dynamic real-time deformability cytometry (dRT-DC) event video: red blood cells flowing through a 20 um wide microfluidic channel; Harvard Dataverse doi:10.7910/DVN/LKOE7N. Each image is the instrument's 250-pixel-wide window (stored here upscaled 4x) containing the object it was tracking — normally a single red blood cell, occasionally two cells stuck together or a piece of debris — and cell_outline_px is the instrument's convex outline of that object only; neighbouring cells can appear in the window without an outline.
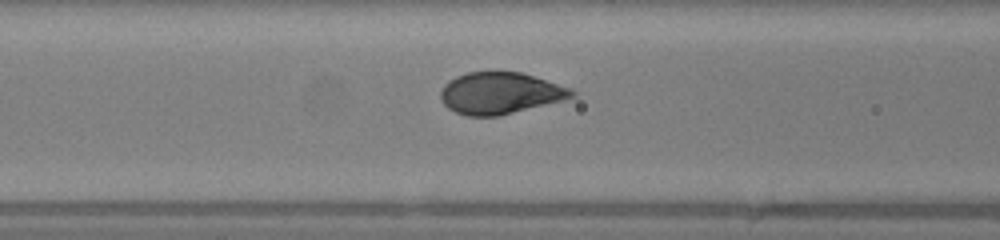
{"species": "human", "species_latin": "Homo sapiens", "temperature_condition": "warm", "stored_images_in_passage": 48, "camera_frame_rate_fps": 3000, "um_per_image_px": 0.085, "donor": {"sex": "female"}, "frame": {"image": 1, "passage_image": 18, "time_ms": 5.667, "image_size_px": [1000, 240], "cell_outline_px": [[576, 96], [564, 100], [496, 116], [468, 116], [456, 112], [448, 108], [444, 104], [440, 96], [440, 92], [444, 84], [448, 80], [456, 76], [468, 72], [520, 72], [572, 88], [576, 92]], "centroid_in_image_um": [42.51, 7.91], "position_along_channel_um": 124.1, "area_um2": 31.67}}
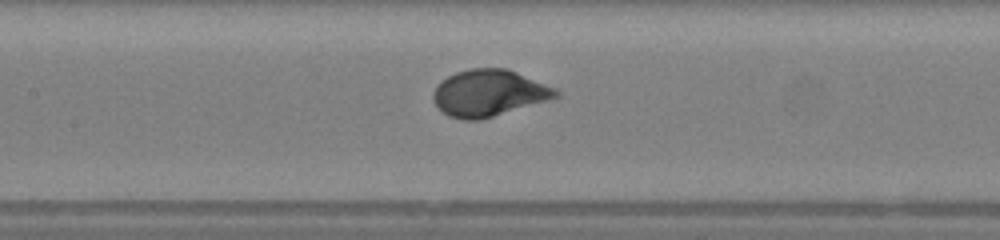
{"frame": {"image": 2, "passage_image": 21, "time_ms": 6.667, "image_size_px": [1000, 240], "cell_outline_px": [[560, 96], [548, 100], [492, 116], [476, 120], [464, 120], [448, 116], [432, 100], [432, 92], [436, 84], [440, 80], [456, 72], [468, 68], [508, 68], [556, 88], [560, 92]], "centroid_in_image_um": [41.53, 7.88], "position_along_channel_um": 165.9, "area_um2": 33.29}}
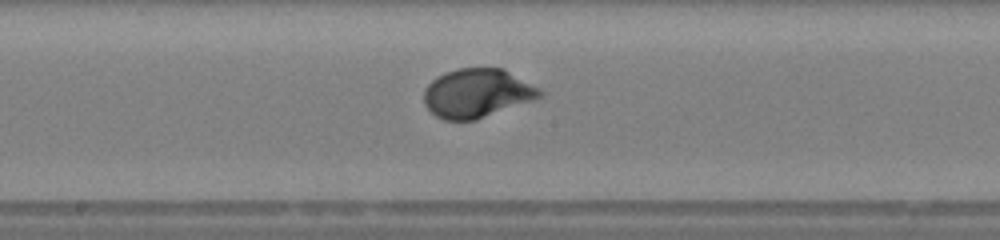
{"frame": {"image": 3, "passage_image": 24, "time_ms": 7.667, "image_size_px": [1000, 240], "cell_outline_px": [[544, 92], [540, 96], [476, 120], [444, 120], [436, 116], [424, 104], [424, 88], [436, 76], [444, 72], [456, 68], [504, 68], [540, 88]], "centroid_in_image_um": [40.5, 7.9], "position_along_channel_um": 207.7, "area_um2": 32.83}, "authors_computed_cell_mechanics": {"area_um2": 32.3969, "velocity_mm_per_s": 4.1851, "shape_relaxation_time_tau1_ms": 3.1395, "shape_relaxation_time_tau2_ms": null, "deformation_change_tau1": 0.1903, "deformation_change_tau2": null}}